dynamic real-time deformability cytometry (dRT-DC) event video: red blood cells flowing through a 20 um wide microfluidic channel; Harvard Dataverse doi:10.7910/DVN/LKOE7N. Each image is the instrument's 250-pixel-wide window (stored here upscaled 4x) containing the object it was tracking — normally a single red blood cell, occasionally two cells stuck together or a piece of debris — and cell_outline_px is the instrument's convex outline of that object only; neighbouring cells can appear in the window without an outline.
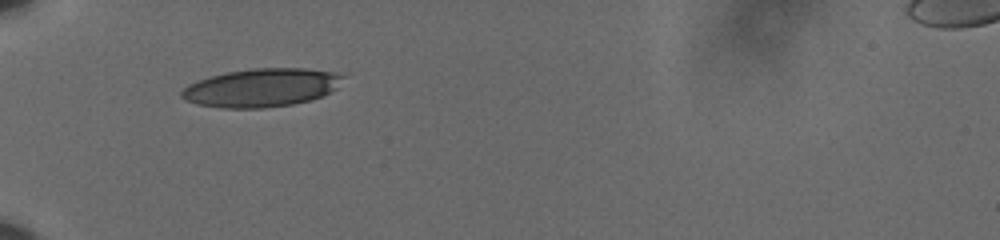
{"species": "human", "species_latin": "Homo sapiens", "temperature_condition": "cold", "stored_images_in_passage": 36, "camera_frame_rate_fps": 3000, "um_per_image_px": 0.085, "donor": {"sex": "male"}, "frame": {"image": 1, "passage_image": 1, "time_ms": 0.0, "image_size_px": [1000, 240], "cell_outline_px": [[344, 76], [336, 88], [312, 100], [292, 104], [264, 108], [220, 108], [196, 104], [180, 96], [180, 92], [188, 84], [212, 76], [228, 72], [252, 68], [304, 68], [332, 72]], "centroid_in_image_um": [22.2, 7.46], "position_along_channel_um": 62.8, "area_um2": 35.72}}
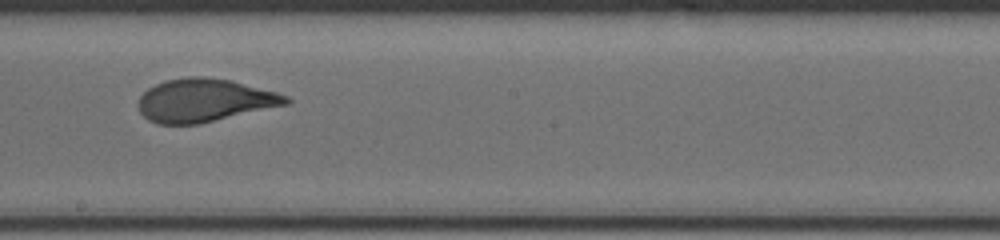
{"frame": {"image": 2, "passage_image": 16, "time_ms": 5.0, "image_size_px": [1000, 240], "cell_outline_px": [[292, 100], [288, 104], [200, 124], [160, 124], [148, 120], [140, 112], [140, 96], [148, 88], [156, 84], [168, 80], [188, 76], [200, 76], [232, 80], [276, 92], [288, 96]], "centroid_in_image_um": [17.4, 8.53], "position_along_channel_um": 230.8, "area_um2": 36.93}}
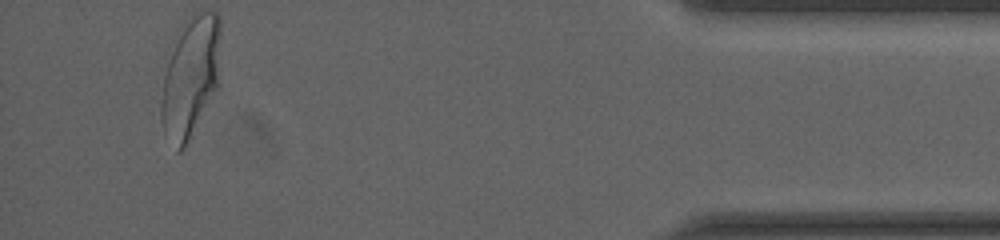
{"frame": {"image": 3, "passage_image": 36, "time_ms": 11.667, "image_size_px": [1000, 240], "cell_outline_px": [[220, 32], [216, 88], [184, 148], [180, 152], [176, 152], [164, 128], [160, 112], [160, 104], [164, 76], [176, 32], [188, 16], [192, 12], [216, 12], [220, 16]], "centroid_in_image_um": [16.16, 6.46], "position_along_channel_um": 419.0, "area_um2": 41.1}, "authors_computed_cell_mechanics": {"area_um2": 37.0787, "velocity_mm_per_s": 3.6038, "shape_relaxation_time_tau1_ms": 5.8825, "shape_relaxation_time_tau2_ms": null, "deformation_change_tau1": 0.2169, "deformation_change_tau2": null}}